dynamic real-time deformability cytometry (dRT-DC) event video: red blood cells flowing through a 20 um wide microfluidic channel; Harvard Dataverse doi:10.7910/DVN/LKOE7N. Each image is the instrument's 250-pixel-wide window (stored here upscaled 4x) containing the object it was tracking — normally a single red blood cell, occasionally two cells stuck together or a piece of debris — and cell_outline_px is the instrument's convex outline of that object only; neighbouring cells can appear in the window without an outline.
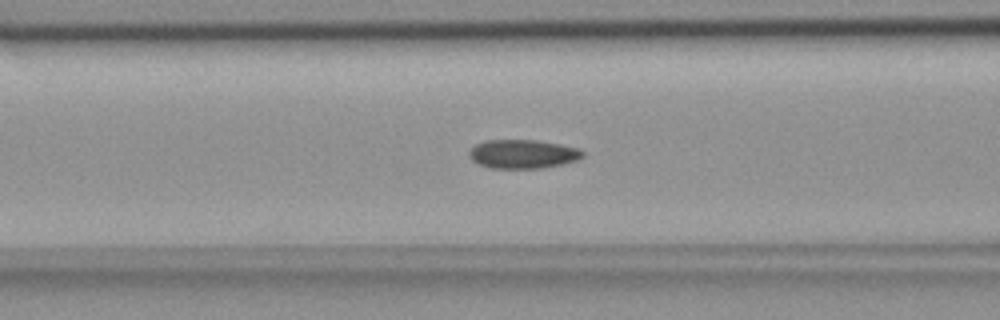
{"species": "common noctule bat (a hibernating species)", "species_latin": "Nyctalus noctula", "temperature_condition": "room temperature", "stored_images_in_passage": 55, "camera_frame_rate_fps": 3000, "um_per_image_px": 0.085, "animal": {"sex": "female", "body_mass_g": 18.4}, "frame": {"image": 1, "passage_image": 21, "time_ms": 6.667, "image_size_px": [1000, 320], "cell_outline_px": [[584, 156], [576, 160], [560, 164], [540, 168], [488, 168], [472, 160], [468, 156], [468, 152], [476, 144], [484, 140], [536, 140], [560, 144], [580, 148], [584, 152]], "centroid_in_image_um": [44.43, 13.08], "position_along_channel_um": 122.2, "area_um2": 19.07}}
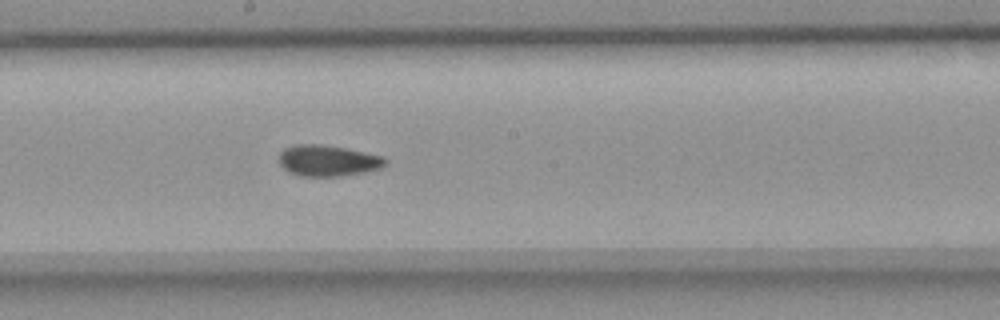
{"frame": {"image": 2, "passage_image": 29, "time_ms": 9.333, "image_size_px": [1000, 320], "cell_outline_px": [[388, 164], [380, 168], [364, 172], [340, 176], [300, 176], [288, 172], [280, 164], [280, 152], [284, 148], [296, 144], [320, 144], [344, 148], [384, 156], [388, 160]], "centroid_in_image_um": [27.88, 13.65], "position_along_channel_um": 220.3, "area_um2": 19.31}}
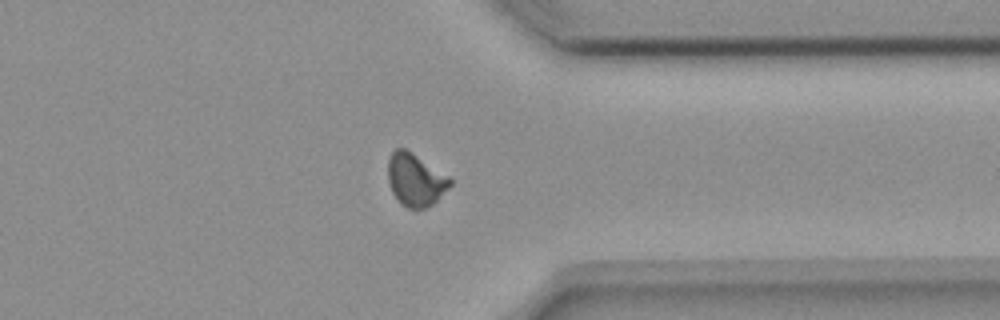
{"frame": {"image": 3, "passage_image": 42, "time_ms": 13.667, "image_size_px": [1000, 320], "cell_outline_px": [[452, 184], [432, 204], [424, 208], [408, 208], [400, 204], [392, 192], [388, 180], [388, 160], [392, 152], [396, 148], [404, 148], [412, 152], [452, 176]], "centroid_in_image_um": [35.33, 15.26], "position_along_channel_um": 376.1, "area_um2": 19.25}, "authors_computed_cell_mechanics": {"area_um2": 18.9006, "velocity_mm_per_s": 3.6969, "shape_relaxation_time_tau1_ms": 8.5721, "shape_relaxation_time_tau2_ms": 2.2148, "deformation_change_tau1": 0.1456, "deformation_change_tau2": 0.0697}}